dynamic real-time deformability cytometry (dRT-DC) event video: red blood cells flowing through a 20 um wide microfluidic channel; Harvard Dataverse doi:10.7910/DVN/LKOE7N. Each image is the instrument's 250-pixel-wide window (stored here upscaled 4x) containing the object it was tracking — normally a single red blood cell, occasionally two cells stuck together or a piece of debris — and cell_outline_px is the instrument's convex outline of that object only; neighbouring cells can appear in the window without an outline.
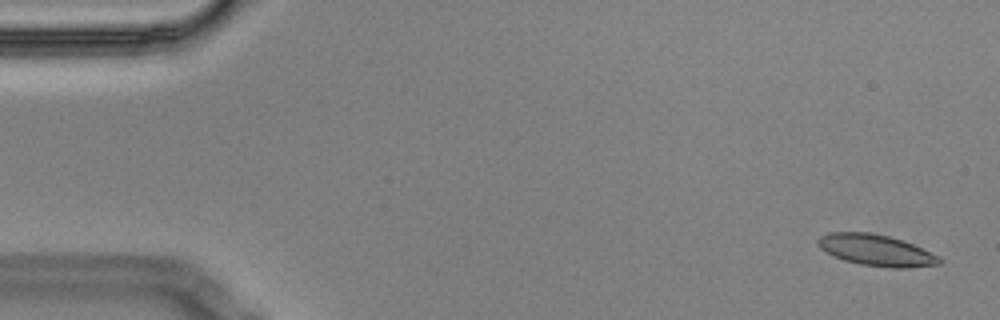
{"species": "Egyptian fruit bat (a non-hibernating species)", "species_latin": "Rousettus aegyptiacus", "temperature_condition": "cold", "stored_images_in_passage": 4, "camera_frame_rate_fps": 3000, "um_per_image_px": 0.085, "animal": {"sex": "male"}, "frame": {"image": 1, "passage_image": 1, "time_ms": 0.0, "image_size_px": [1000, 320], "cell_outline_px": [[944, 260], [940, 264], [908, 268], [892, 268], [860, 264], [844, 260], [820, 248], [816, 244], [816, 240], [820, 236], [828, 232], [868, 232], [888, 236], [912, 244], [940, 256]], "centroid_in_image_um": [74.48, 21.27], "position_along_channel_um": 10.5, "area_um2": 22.08}}
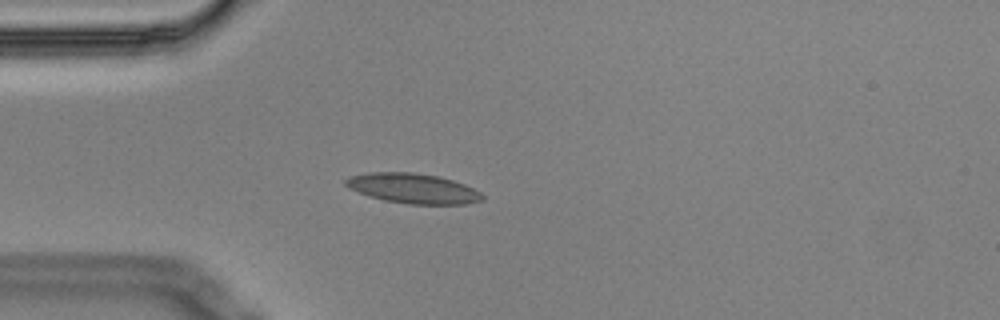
{"frame": {"image": 2, "passage_image": 4, "time_ms": 1.0, "image_size_px": [1000, 320], "cell_outline_px": [[484, 200], [464, 204], [408, 204], [384, 200], [368, 196], [348, 188], [344, 184], [344, 180], [348, 176], [368, 172], [412, 172], [436, 176], [452, 180], [464, 184], [480, 192], [484, 196]], "centroid_in_image_um": [35.06, 16.01], "position_along_channel_um": 49.9, "area_um2": 23.93}}